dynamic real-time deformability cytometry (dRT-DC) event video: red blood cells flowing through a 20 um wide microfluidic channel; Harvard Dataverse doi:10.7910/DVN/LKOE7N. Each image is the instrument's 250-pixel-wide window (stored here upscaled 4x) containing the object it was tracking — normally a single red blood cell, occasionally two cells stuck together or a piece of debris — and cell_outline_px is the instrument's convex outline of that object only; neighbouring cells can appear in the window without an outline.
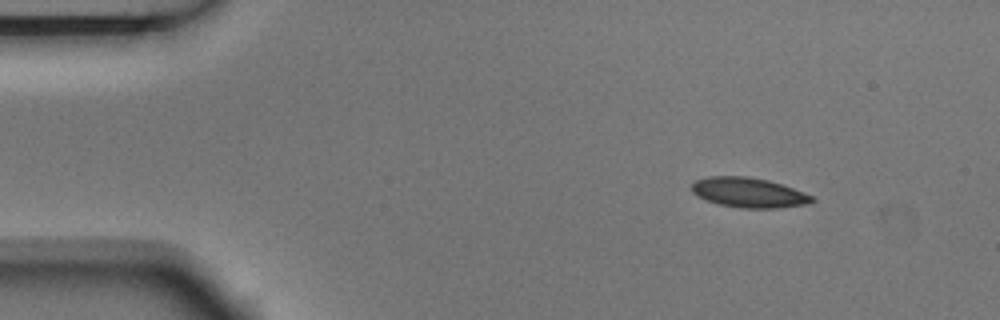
{"species": "Egyptian fruit bat (a non-hibernating species)", "species_latin": "Rousettus aegyptiacus", "temperature_condition": "room temperature", "stored_images_in_passage": 6, "camera_frame_rate_fps": 3000, "um_per_image_px": 0.085, "animal": {"sex": "male"}, "frame": {"image": 1, "passage_image": 1, "time_ms": 0.0, "image_size_px": [1000, 320], "cell_outline_px": [[816, 200], [808, 204], [776, 208], [740, 208], [720, 204], [708, 200], [692, 192], [692, 184], [696, 180], [708, 176], [748, 176], [768, 180], [792, 188], [812, 196]], "centroid_in_image_um": [63.65, 16.36], "position_along_channel_um": 21.4, "area_um2": 20.69}}
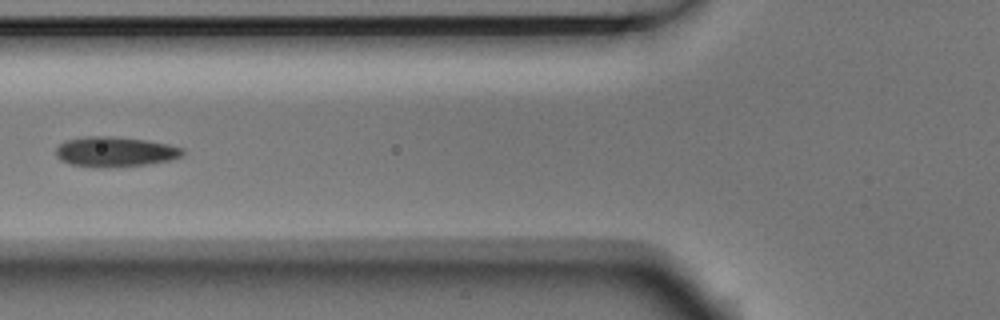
{"frame": {"image": 2, "passage_image": 5, "time_ms": 1.333, "image_size_px": [1000, 320], "cell_outline_px": [[184, 152], [180, 156], [172, 160], [148, 164], [112, 168], [108, 168], [72, 164], [60, 160], [56, 156], [56, 148], [64, 140], [84, 136], [112, 136], [148, 140], [168, 144], [184, 148]], "centroid_in_image_um": [9.79, 12.89], "position_along_channel_um": 116.0, "area_um2": 22.43}}
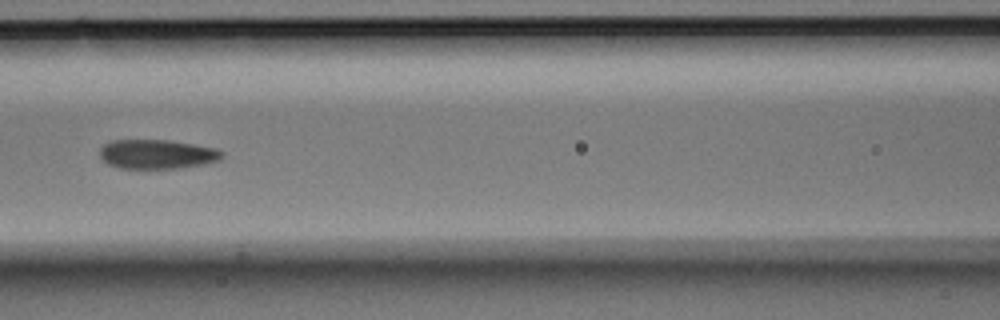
{"frame": {"image": 3, "passage_image": 6, "time_ms": 1.667, "image_size_px": [1000, 320], "cell_outline_px": [[224, 156], [220, 160], [208, 164], [180, 168], [120, 168], [108, 164], [100, 156], [100, 148], [104, 144], [112, 140], [168, 140], [216, 148], [224, 152]], "centroid_in_image_um": [13.39, 13.11], "position_along_channel_um": 153.2, "area_um2": 20.98}}